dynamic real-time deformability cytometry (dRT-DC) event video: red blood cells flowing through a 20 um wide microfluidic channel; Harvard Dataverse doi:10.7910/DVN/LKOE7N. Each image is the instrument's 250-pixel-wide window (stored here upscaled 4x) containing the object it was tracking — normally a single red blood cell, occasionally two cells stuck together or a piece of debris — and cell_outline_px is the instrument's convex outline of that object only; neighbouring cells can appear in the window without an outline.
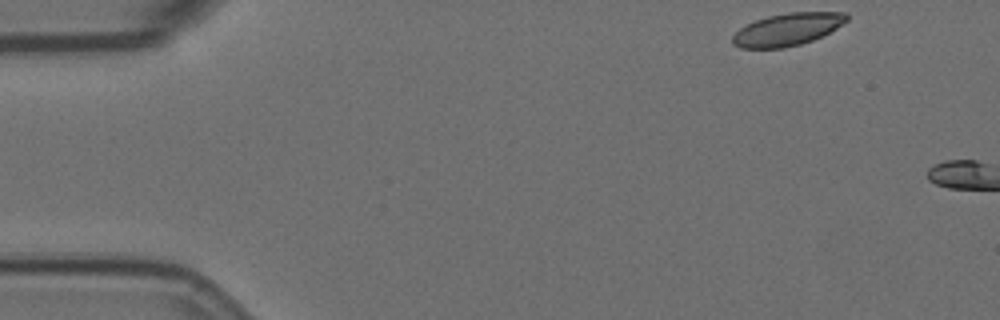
{"species": "Egyptian fruit bat (a non-hibernating species)", "species_latin": "Rousettus aegyptiacus", "temperature_condition": "room temperature", "stored_images_in_passage": 3, "camera_frame_rate_fps": 3000, "um_per_image_px": 0.085, "animal": {"sex": "female"}, "frame": {"image": 1, "passage_image": 1, "time_ms": 0.0, "image_size_px": [1000, 320], "cell_outline_px": [[848, 20], [836, 28], [812, 40], [800, 44], [784, 48], [740, 48], [732, 44], [732, 36], [744, 24], [768, 16], [788, 12], [848, 12]], "centroid_in_image_um": [66.9, 2.49], "position_along_channel_um": 18.1, "area_um2": 21.56}}